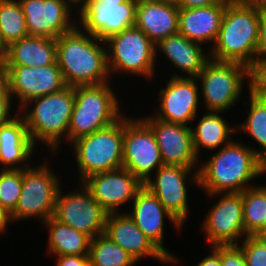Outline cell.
<instances>
[{
  "mask_svg": "<svg viewBox=\"0 0 266 266\" xmlns=\"http://www.w3.org/2000/svg\"><path fill=\"white\" fill-rule=\"evenodd\" d=\"M220 148L191 174V180L196 186L202 187L209 197L222 193H241L253 186H248L249 181L266 173V162L253 147L232 140Z\"/></svg>",
  "mask_w": 266,
  "mask_h": 266,
  "instance_id": "6da1fadb",
  "label": "cell"
},
{
  "mask_svg": "<svg viewBox=\"0 0 266 266\" xmlns=\"http://www.w3.org/2000/svg\"><path fill=\"white\" fill-rule=\"evenodd\" d=\"M103 44L105 41L77 26L56 39V62L66 85H99L109 81L107 49Z\"/></svg>",
  "mask_w": 266,
  "mask_h": 266,
  "instance_id": "7a4b0ae2",
  "label": "cell"
},
{
  "mask_svg": "<svg viewBox=\"0 0 266 266\" xmlns=\"http://www.w3.org/2000/svg\"><path fill=\"white\" fill-rule=\"evenodd\" d=\"M262 9L227 4L210 59L236 62L248 68L257 58L259 21Z\"/></svg>",
  "mask_w": 266,
  "mask_h": 266,
  "instance_id": "3957f363",
  "label": "cell"
},
{
  "mask_svg": "<svg viewBox=\"0 0 266 266\" xmlns=\"http://www.w3.org/2000/svg\"><path fill=\"white\" fill-rule=\"evenodd\" d=\"M33 102L36 105L28 112L26 107ZM74 103V87L68 85L60 91L26 103L19 112L25 120L32 143L35 145L39 141L43 142L54 152L58 146L60 147L62 137L65 136L68 141V128ZM24 109L26 110L25 114H23Z\"/></svg>",
  "mask_w": 266,
  "mask_h": 266,
  "instance_id": "277c9868",
  "label": "cell"
},
{
  "mask_svg": "<svg viewBox=\"0 0 266 266\" xmlns=\"http://www.w3.org/2000/svg\"><path fill=\"white\" fill-rule=\"evenodd\" d=\"M109 86L110 84L106 82L74 87L75 103L68 128L70 143L103 129L121 118L119 102Z\"/></svg>",
  "mask_w": 266,
  "mask_h": 266,
  "instance_id": "5b68a950",
  "label": "cell"
},
{
  "mask_svg": "<svg viewBox=\"0 0 266 266\" xmlns=\"http://www.w3.org/2000/svg\"><path fill=\"white\" fill-rule=\"evenodd\" d=\"M113 124L71 144L81 183L89 176L123 167V114Z\"/></svg>",
  "mask_w": 266,
  "mask_h": 266,
  "instance_id": "8992f818",
  "label": "cell"
},
{
  "mask_svg": "<svg viewBox=\"0 0 266 266\" xmlns=\"http://www.w3.org/2000/svg\"><path fill=\"white\" fill-rule=\"evenodd\" d=\"M105 43L110 75L112 72H129L146 78L154 75L155 44L141 29L130 27L110 36Z\"/></svg>",
  "mask_w": 266,
  "mask_h": 266,
  "instance_id": "52a82bcc",
  "label": "cell"
},
{
  "mask_svg": "<svg viewBox=\"0 0 266 266\" xmlns=\"http://www.w3.org/2000/svg\"><path fill=\"white\" fill-rule=\"evenodd\" d=\"M246 77H249L246 65L210 59L196 77L201 82L203 103L208 111L226 112L235 105Z\"/></svg>",
  "mask_w": 266,
  "mask_h": 266,
  "instance_id": "ba28073f",
  "label": "cell"
},
{
  "mask_svg": "<svg viewBox=\"0 0 266 266\" xmlns=\"http://www.w3.org/2000/svg\"><path fill=\"white\" fill-rule=\"evenodd\" d=\"M43 165L23 169V185L15 211L10 215L11 221L38 217L46 222L54 215L57 194L60 189L58 175Z\"/></svg>",
  "mask_w": 266,
  "mask_h": 266,
  "instance_id": "9c48e42d",
  "label": "cell"
},
{
  "mask_svg": "<svg viewBox=\"0 0 266 266\" xmlns=\"http://www.w3.org/2000/svg\"><path fill=\"white\" fill-rule=\"evenodd\" d=\"M163 165L161 151L151 128L142 119L123 116V168L142 183Z\"/></svg>",
  "mask_w": 266,
  "mask_h": 266,
  "instance_id": "30bf717a",
  "label": "cell"
},
{
  "mask_svg": "<svg viewBox=\"0 0 266 266\" xmlns=\"http://www.w3.org/2000/svg\"><path fill=\"white\" fill-rule=\"evenodd\" d=\"M137 4L135 0H85L79 10L81 29L105 41L135 25Z\"/></svg>",
  "mask_w": 266,
  "mask_h": 266,
  "instance_id": "8fae6325",
  "label": "cell"
},
{
  "mask_svg": "<svg viewBox=\"0 0 266 266\" xmlns=\"http://www.w3.org/2000/svg\"><path fill=\"white\" fill-rule=\"evenodd\" d=\"M84 186L80 191L57 194L53 217L87 235L91 240L105 233L107 212Z\"/></svg>",
  "mask_w": 266,
  "mask_h": 266,
  "instance_id": "7c38bea8",
  "label": "cell"
},
{
  "mask_svg": "<svg viewBox=\"0 0 266 266\" xmlns=\"http://www.w3.org/2000/svg\"><path fill=\"white\" fill-rule=\"evenodd\" d=\"M0 69L6 74L11 96L19 98V111L29 101L67 86L57 62L49 66H0Z\"/></svg>",
  "mask_w": 266,
  "mask_h": 266,
  "instance_id": "4fadbf2b",
  "label": "cell"
},
{
  "mask_svg": "<svg viewBox=\"0 0 266 266\" xmlns=\"http://www.w3.org/2000/svg\"><path fill=\"white\" fill-rule=\"evenodd\" d=\"M18 1L26 19L28 35L57 39L77 26L71 21L72 9L69 8L73 3L70 0Z\"/></svg>",
  "mask_w": 266,
  "mask_h": 266,
  "instance_id": "5bb4252c",
  "label": "cell"
},
{
  "mask_svg": "<svg viewBox=\"0 0 266 266\" xmlns=\"http://www.w3.org/2000/svg\"><path fill=\"white\" fill-rule=\"evenodd\" d=\"M214 204L203 222L207 243L213 246L238 244V239L244 235L246 237L242 192L223 193L221 199Z\"/></svg>",
  "mask_w": 266,
  "mask_h": 266,
  "instance_id": "9a60e30c",
  "label": "cell"
},
{
  "mask_svg": "<svg viewBox=\"0 0 266 266\" xmlns=\"http://www.w3.org/2000/svg\"><path fill=\"white\" fill-rule=\"evenodd\" d=\"M196 78L177 75L170 77L159 91V111L155 118L170 123L188 125L197 115L199 86Z\"/></svg>",
  "mask_w": 266,
  "mask_h": 266,
  "instance_id": "2e32d148",
  "label": "cell"
},
{
  "mask_svg": "<svg viewBox=\"0 0 266 266\" xmlns=\"http://www.w3.org/2000/svg\"><path fill=\"white\" fill-rule=\"evenodd\" d=\"M141 119L155 136L163 164L192 169L196 167L199 160L194 149L191 126L162 121L153 115Z\"/></svg>",
  "mask_w": 266,
  "mask_h": 266,
  "instance_id": "e0dca14e",
  "label": "cell"
},
{
  "mask_svg": "<svg viewBox=\"0 0 266 266\" xmlns=\"http://www.w3.org/2000/svg\"><path fill=\"white\" fill-rule=\"evenodd\" d=\"M192 170L178 165L163 164L157 169L154 179L149 178L143 183L181 226L189 213L185 183L188 175L194 172Z\"/></svg>",
  "mask_w": 266,
  "mask_h": 266,
  "instance_id": "ac0fdd59",
  "label": "cell"
},
{
  "mask_svg": "<svg viewBox=\"0 0 266 266\" xmlns=\"http://www.w3.org/2000/svg\"><path fill=\"white\" fill-rule=\"evenodd\" d=\"M82 183L108 214L118 213L119 206L133 200L143 187V183L123 167L93 174Z\"/></svg>",
  "mask_w": 266,
  "mask_h": 266,
  "instance_id": "d6986e66",
  "label": "cell"
},
{
  "mask_svg": "<svg viewBox=\"0 0 266 266\" xmlns=\"http://www.w3.org/2000/svg\"><path fill=\"white\" fill-rule=\"evenodd\" d=\"M132 211L128 215L144 235L173 263L178 260L163 247L164 218H168L176 229L182 226L164 208L158 198L146 187H142L133 199ZM178 227V228H177Z\"/></svg>",
  "mask_w": 266,
  "mask_h": 266,
  "instance_id": "ffe728a7",
  "label": "cell"
},
{
  "mask_svg": "<svg viewBox=\"0 0 266 266\" xmlns=\"http://www.w3.org/2000/svg\"><path fill=\"white\" fill-rule=\"evenodd\" d=\"M104 234L121 246L136 262L150 256L164 264L171 263L137 227L128 213L107 214Z\"/></svg>",
  "mask_w": 266,
  "mask_h": 266,
  "instance_id": "44dd1931",
  "label": "cell"
},
{
  "mask_svg": "<svg viewBox=\"0 0 266 266\" xmlns=\"http://www.w3.org/2000/svg\"><path fill=\"white\" fill-rule=\"evenodd\" d=\"M227 3L179 10L178 32L190 41L214 43L219 34Z\"/></svg>",
  "mask_w": 266,
  "mask_h": 266,
  "instance_id": "7402d4cb",
  "label": "cell"
},
{
  "mask_svg": "<svg viewBox=\"0 0 266 266\" xmlns=\"http://www.w3.org/2000/svg\"><path fill=\"white\" fill-rule=\"evenodd\" d=\"M34 149L25 120L16 112L10 122L0 126V164L4 165L2 169L29 168L28 159L35 152Z\"/></svg>",
  "mask_w": 266,
  "mask_h": 266,
  "instance_id": "603a6c76",
  "label": "cell"
},
{
  "mask_svg": "<svg viewBox=\"0 0 266 266\" xmlns=\"http://www.w3.org/2000/svg\"><path fill=\"white\" fill-rule=\"evenodd\" d=\"M179 10L173 0L138 3L134 26L157 45L166 37L178 33Z\"/></svg>",
  "mask_w": 266,
  "mask_h": 266,
  "instance_id": "cb8c5ba5",
  "label": "cell"
},
{
  "mask_svg": "<svg viewBox=\"0 0 266 266\" xmlns=\"http://www.w3.org/2000/svg\"><path fill=\"white\" fill-rule=\"evenodd\" d=\"M56 63V39L28 35L5 48L0 66L40 67Z\"/></svg>",
  "mask_w": 266,
  "mask_h": 266,
  "instance_id": "d4e9b609",
  "label": "cell"
},
{
  "mask_svg": "<svg viewBox=\"0 0 266 266\" xmlns=\"http://www.w3.org/2000/svg\"><path fill=\"white\" fill-rule=\"evenodd\" d=\"M155 49L164 53L176 68L187 73L188 78H196L210 60L203 54L201 44L190 41L179 32L161 40Z\"/></svg>",
  "mask_w": 266,
  "mask_h": 266,
  "instance_id": "484cf974",
  "label": "cell"
},
{
  "mask_svg": "<svg viewBox=\"0 0 266 266\" xmlns=\"http://www.w3.org/2000/svg\"><path fill=\"white\" fill-rule=\"evenodd\" d=\"M221 112L208 111L197 123V126L191 128L195 152L198 156L201 147L208 150H215L230 143L233 139V132L236 128L229 126L224 118L219 115ZM236 129V130H235Z\"/></svg>",
  "mask_w": 266,
  "mask_h": 266,
  "instance_id": "4316f807",
  "label": "cell"
},
{
  "mask_svg": "<svg viewBox=\"0 0 266 266\" xmlns=\"http://www.w3.org/2000/svg\"><path fill=\"white\" fill-rule=\"evenodd\" d=\"M44 224L49 230L48 252L54 256L89 254L91 239L87 235L60 222L53 216Z\"/></svg>",
  "mask_w": 266,
  "mask_h": 266,
  "instance_id": "83f0119b",
  "label": "cell"
},
{
  "mask_svg": "<svg viewBox=\"0 0 266 266\" xmlns=\"http://www.w3.org/2000/svg\"><path fill=\"white\" fill-rule=\"evenodd\" d=\"M243 223L246 236L262 237L266 219V186H252L242 192Z\"/></svg>",
  "mask_w": 266,
  "mask_h": 266,
  "instance_id": "f1b7e54d",
  "label": "cell"
},
{
  "mask_svg": "<svg viewBox=\"0 0 266 266\" xmlns=\"http://www.w3.org/2000/svg\"><path fill=\"white\" fill-rule=\"evenodd\" d=\"M90 266H132L134 258L107 235L101 234L90 241Z\"/></svg>",
  "mask_w": 266,
  "mask_h": 266,
  "instance_id": "f546056e",
  "label": "cell"
},
{
  "mask_svg": "<svg viewBox=\"0 0 266 266\" xmlns=\"http://www.w3.org/2000/svg\"><path fill=\"white\" fill-rule=\"evenodd\" d=\"M28 36L26 19L18 0H0V40L4 48Z\"/></svg>",
  "mask_w": 266,
  "mask_h": 266,
  "instance_id": "4dcf8cb0",
  "label": "cell"
},
{
  "mask_svg": "<svg viewBox=\"0 0 266 266\" xmlns=\"http://www.w3.org/2000/svg\"><path fill=\"white\" fill-rule=\"evenodd\" d=\"M247 119L238 127L256 140L261 148L258 155L266 162V100L251 94Z\"/></svg>",
  "mask_w": 266,
  "mask_h": 266,
  "instance_id": "1f68e13d",
  "label": "cell"
},
{
  "mask_svg": "<svg viewBox=\"0 0 266 266\" xmlns=\"http://www.w3.org/2000/svg\"><path fill=\"white\" fill-rule=\"evenodd\" d=\"M0 206L11 215L17 206L23 185V169H1Z\"/></svg>",
  "mask_w": 266,
  "mask_h": 266,
  "instance_id": "d6a6232c",
  "label": "cell"
},
{
  "mask_svg": "<svg viewBox=\"0 0 266 266\" xmlns=\"http://www.w3.org/2000/svg\"><path fill=\"white\" fill-rule=\"evenodd\" d=\"M240 247L246 266H266V242L262 237L246 236Z\"/></svg>",
  "mask_w": 266,
  "mask_h": 266,
  "instance_id": "836d02e7",
  "label": "cell"
},
{
  "mask_svg": "<svg viewBox=\"0 0 266 266\" xmlns=\"http://www.w3.org/2000/svg\"><path fill=\"white\" fill-rule=\"evenodd\" d=\"M247 79L249 92L266 100V58L255 59L249 67V77Z\"/></svg>",
  "mask_w": 266,
  "mask_h": 266,
  "instance_id": "e575fe53",
  "label": "cell"
},
{
  "mask_svg": "<svg viewBox=\"0 0 266 266\" xmlns=\"http://www.w3.org/2000/svg\"><path fill=\"white\" fill-rule=\"evenodd\" d=\"M12 98L6 74L0 69V126L13 119L11 115L9 116Z\"/></svg>",
  "mask_w": 266,
  "mask_h": 266,
  "instance_id": "d590c367",
  "label": "cell"
},
{
  "mask_svg": "<svg viewBox=\"0 0 266 266\" xmlns=\"http://www.w3.org/2000/svg\"><path fill=\"white\" fill-rule=\"evenodd\" d=\"M221 266H246L241 247L238 244L220 245Z\"/></svg>",
  "mask_w": 266,
  "mask_h": 266,
  "instance_id": "8d00e7d4",
  "label": "cell"
},
{
  "mask_svg": "<svg viewBox=\"0 0 266 266\" xmlns=\"http://www.w3.org/2000/svg\"><path fill=\"white\" fill-rule=\"evenodd\" d=\"M257 58H266V9H262L259 21Z\"/></svg>",
  "mask_w": 266,
  "mask_h": 266,
  "instance_id": "74e56055",
  "label": "cell"
},
{
  "mask_svg": "<svg viewBox=\"0 0 266 266\" xmlns=\"http://www.w3.org/2000/svg\"><path fill=\"white\" fill-rule=\"evenodd\" d=\"M57 266H90L88 255L57 256Z\"/></svg>",
  "mask_w": 266,
  "mask_h": 266,
  "instance_id": "f35d334b",
  "label": "cell"
},
{
  "mask_svg": "<svg viewBox=\"0 0 266 266\" xmlns=\"http://www.w3.org/2000/svg\"><path fill=\"white\" fill-rule=\"evenodd\" d=\"M179 9L205 7L218 3H226L225 0H173Z\"/></svg>",
  "mask_w": 266,
  "mask_h": 266,
  "instance_id": "ab89813d",
  "label": "cell"
},
{
  "mask_svg": "<svg viewBox=\"0 0 266 266\" xmlns=\"http://www.w3.org/2000/svg\"><path fill=\"white\" fill-rule=\"evenodd\" d=\"M212 254L203 258L197 266H221L220 245L213 246Z\"/></svg>",
  "mask_w": 266,
  "mask_h": 266,
  "instance_id": "60d3db41",
  "label": "cell"
},
{
  "mask_svg": "<svg viewBox=\"0 0 266 266\" xmlns=\"http://www.w3.org/2000/svg\"><path fill=\"white\" fill-rule=\"evenodd\" d=\"M225 2L239 7H256L266 9V0H225Z\"/></svg>",
  "mask_w": 266,
  "mask_h": 266,
  "instance_id": "b9f144b4",
  "label": "cell"
},
{
  "mask_svg": "<svg viewBox=\"0 0 266 266\" xmlns=\"http://www.w3.org/2000/svg\"><path fill=\"white\" fill-rule=\"evenodd\" d=\"M10 220V215L0 206V234L6 229Z\"/></svg>",
  "mask_w": 266,
  "mask_h": 266,
  "instance_id": "7bdbcfd3",
  "label": "cell"
},
{
  "mask_svg": "<svg viewBox=\"0 0 266 266\" xmlns=\"http://www.w3.org/2000/svg\"><path fill=\"white\" fill-rule=\"evenodd\" d=\"M137 3L167 2L172 0H135Z\"/></svg>",
  "mask_w": 266,
  "mask_h": 266,
  "instance_id": "ee69618b",
  "label": "cell"
},
{
  "mask_svg": "<svg viewBox=\"0 0 266 266\" xmlns=\"http://www.w3.org/2000/svg\"><path fill=\"white\" fill-rule=\"evenodd\" d=\"M4 54H5V48L3 47L0 40V62L2 61Z\"/></svg>",
  "mask_w": 266,
  "mask_h": 266,
  "instance_id": "f6af8a7d",
  "label": "cell"
},
{
  "mask_svg": "<svg viewBox=\"0 0 266 266\" xmlns=\"http://www.w3.org/2000/svg\"><path fill=\"white\" fill-rule=\"evenodd\" d=\"M74 5L73 6H75L76 4V6H78L79 4L81 5L85 0H70Z\"/></svg>",
  "mask_w": 266,
  "mask_h": 266,
  "instance_id": "bcb514c9",
  "label": "cell"
},
{
  "mask_svg": "<svg viewBox=\"0 0 266 266\" xmlns=\"http://www.w3.org/2000/svg\"><path fill=\"white\" fill-rule=\"evenodd\" d=\"M266 233V219H264L262 224V236Z\"/></svg>",
  "mask_w": 266,
  "mask_h": 266,
  "instance_id": "7dc6e473",
  "label": "cell"
},
{
  "mask_svg": "<svg viewBox=\"0 0 266 266\" xmlns=\"http://www.w3.org/2000/svg\"><path fill=\"white\" fill-rule=\"evenodd\" d=\"M262 238L265 240L266 242V233L262 236Z\"/></svg>",
  "mask_w": 266,
  "mask_h": 266,
  "instance_id": "c3c4849f",
  "label": "cell"
}]
</instances>
